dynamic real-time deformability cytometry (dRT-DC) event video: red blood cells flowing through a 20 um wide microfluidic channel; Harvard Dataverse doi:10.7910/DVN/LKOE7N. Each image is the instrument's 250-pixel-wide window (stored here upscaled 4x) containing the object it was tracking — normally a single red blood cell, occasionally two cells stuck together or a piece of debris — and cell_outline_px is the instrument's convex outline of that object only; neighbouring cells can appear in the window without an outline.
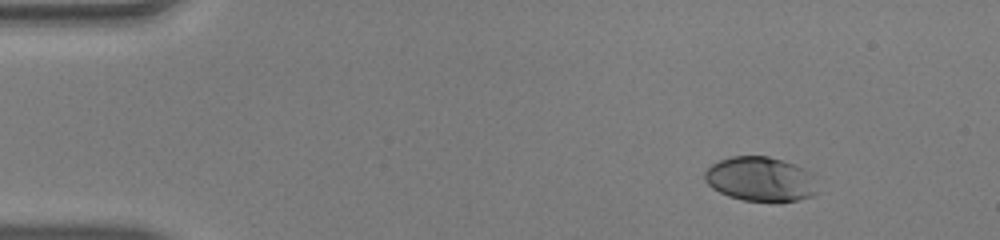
{"species": "human", "species_latin": "Homo sapiens", "temperature_condition": "warm", "stored_images_in_passage": 45, "camera_frame_rate_fps": 3000, "um_per_image_px": 0.085, "donor": {"sex": "male"}, "frame": {"image": 1, "passage_image": 1, "time_ms": 0.0, "image_size_px": [1000, 240], "cell_outline_px": [[816, 192], [812, 196], [780, 204], [776, 204], [744, 200], [728, 196], [712, 188], [704, 180], [704, 172], [712, 164], [720, 160], [732, 156], [768, 156], [804, 168], [812, 172]], "centroid_in_image_um": [64.63, 15.26], "position_along_channel_um": 20.4, "area_um2": 29.59}}
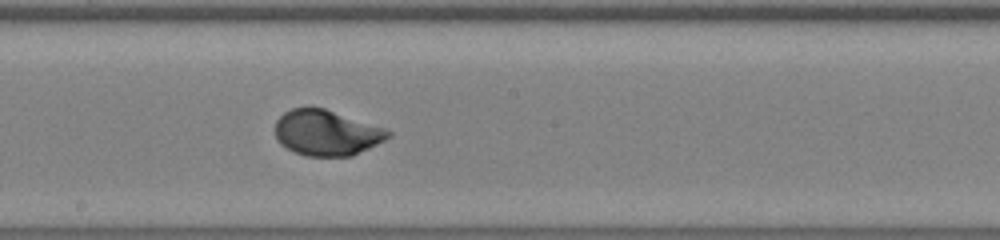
{"frame": {"image": 2, "passage_image": 23, "time_ms": 7.333, "image_size_px": [1000, 240], "cell_outline_px": [[392, 136], [352, 156], [308, 156], [296, 152], [280, 144], [276, 136], [276, 120], [284, 112], [292, 108], [324, 108], [384, 128], [392, 132]], "centroid_in_image_um": [27.75, 11.29], "position_along_channel_um": 220.4, "area_um2": 29.59}}
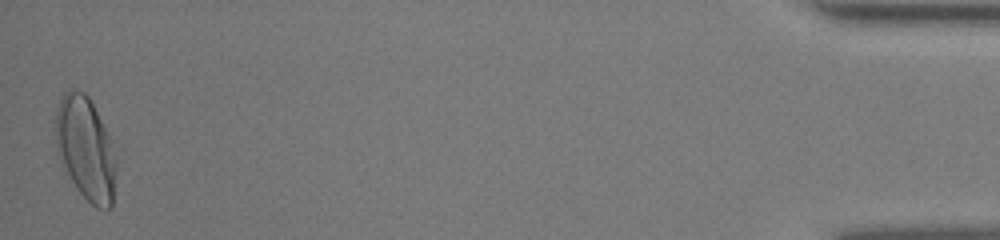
{"frame": {"image": 3, "passage_image": 45, "time_ms": 14.667, "image_size_px": [1000, 240], "cell_outline_px": [[116, 168], [112, 208], [96, 208], [76, 188], [60, 164], [56, 152], [52, 132], [56, 112], [60, 100], [64, 92], [68, 88], [76, 88], [84, 92], [88, 96], [112, 140], [116, 160]], "centroid_in_image_um": [7.23, 12.6], "position_along_channel_um": 428.0, "area_um2": 37.34}, "authors_computed_cell_mechanics": {"area_um2": 29.8826, "velocity_mm_per_s": 4.0827, "shape_relaxation_time_tau1_ms": 2.382, "shape_relaxation_time_tau2_ms": null, "deformation_change_tau1": 0.1669, "deformation_change_tau2": null}}